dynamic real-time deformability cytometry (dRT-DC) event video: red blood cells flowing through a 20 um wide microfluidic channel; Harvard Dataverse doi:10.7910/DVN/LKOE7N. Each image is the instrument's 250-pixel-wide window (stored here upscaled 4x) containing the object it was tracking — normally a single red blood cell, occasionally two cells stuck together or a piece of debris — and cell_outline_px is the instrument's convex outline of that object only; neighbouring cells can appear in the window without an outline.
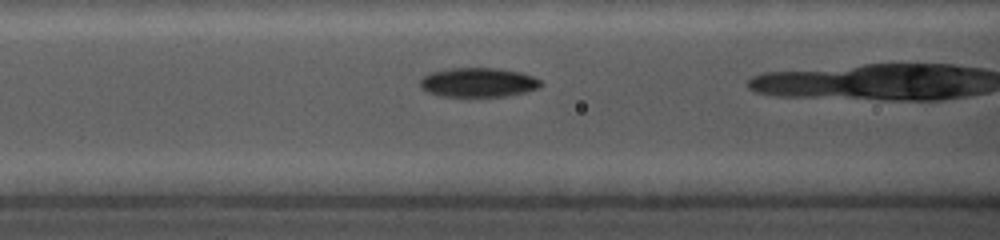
{"species": "common noctule bat (a hibernating species)", "species_latin": "Nyctalus noctula", "temperature_condition": "cold", "stored_images_in_passage": 19, "camera_frame_rate_fps": 5000, "um_per_image_px": 0.085, "animal": {"sex": "female", "body_mass_g": 19.0, "forearm_length_mm": 56.7}, "frame": {"image": 1, "passage_image": 6, "time_ms": 1.8, "image_size_px": [1000, 240], "cell_outline_px": [[544, 84], [540, 88], [524, 92], [504, 96], [440, 96], [428, 92], [420, 88], [420, 80], [424, 76], [432, 72], [452, 68], [496, 68], [520, 72], [532, 76], [540, 80]], "centroid_in_image_um": [40.66, 7.0], "position_along_channel_um": 125.9, "area_um2": 20.52}}
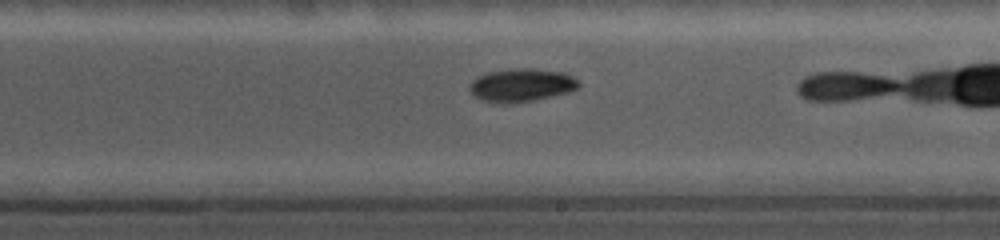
{"frame": {"image": 2, "passage_image": 14, "time_ms": 5.0, "image_size_px": [1000, 240], "cell_outline_px": [[580, 88], [568, 92], [552, 96], [512, 104], [500, 104], [480, 100], [472, 96], [468, 88], [468, 84], [476, 76], [488, 72], [516, 68], [532, 68], [564, 72], [580, 80]], "centroid_in_image_um": [44.29, 7.24], "position_along_channel_um": 244.7, "area_um2": 21.62}}